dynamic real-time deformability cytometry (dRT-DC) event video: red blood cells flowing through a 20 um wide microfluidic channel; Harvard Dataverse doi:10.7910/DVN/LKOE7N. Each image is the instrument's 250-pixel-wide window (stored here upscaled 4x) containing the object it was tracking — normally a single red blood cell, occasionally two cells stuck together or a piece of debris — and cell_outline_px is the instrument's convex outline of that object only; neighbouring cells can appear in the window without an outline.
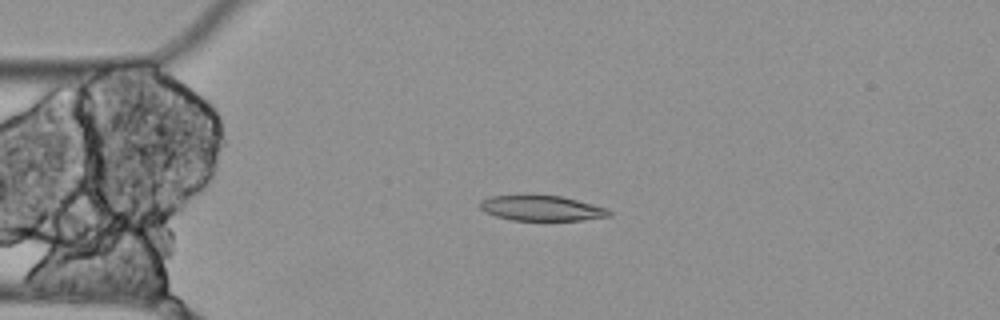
{"species": "Egyptian fruit bat (a non-hibernating species)", "species_latin": "Rousettus aegyptiacus", "temperature_condition": "cold", "stored_images_in_passage": 6, "camera_frame_rate_fps": 3000, "um_per_image_px": 0.085, "animal": {"sex": "female"}, "frame": {"image": 1, "passage_image": 3, "time_ms": 0.667, "image_size_px": [1000, 320], "cell_outline_px": [[612, 216], [580, 220], [512, 220], [496, 216], [484, 212], [480, 208], [480, 200], [488, 196], [532, 192], [560, 196], [608, 208], [612, 212]], "centroid_in_image_um": [45.97, 17.65], "position_along_channel_um": 39.0, "area_um2": 19.83}}
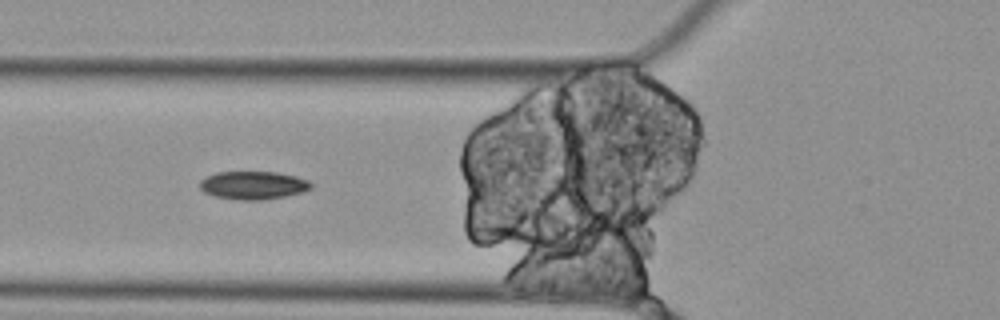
{"frame": {"image": 2, "passage_image": 5, "time_ms": 1.333, "image_size_px": [1000, 320], "cell_outline_px": [[312, 188], [304, 192], [284, 196], [260, 200], [236, 200], [216, 196], [204, 192], [200, 188], [200, 180], [216, 172], [276, 172], [296, 176], [308, 180], [312, 184]], "centroid_in_image_um": [21.54, 15.75], "position_along_channel_um": 104.3, "area_um2": 18.21}}
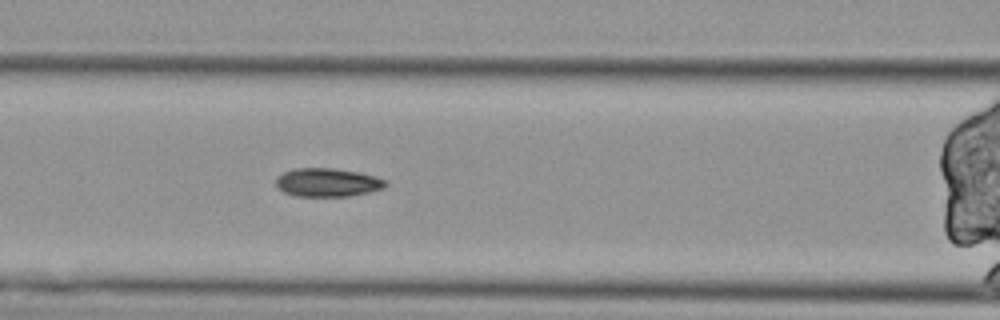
{"frame": {"image": 3, "passage_image": 6, "time_ms": 1.667, "image_size_px": [1000, 320], "cell_outline_px": [[388, 184], [384, 188], [368, 192], [348, 196], [296, 196], [284, 192], [276, 184], [276, 176], [284, 172], [296, 168], [336, 168], [360, 172], [388, 180]], "centroid_in_image_um": [27.87, 15.5], "position_along_channel_um": 138.7, "area_um2": 18.26}}